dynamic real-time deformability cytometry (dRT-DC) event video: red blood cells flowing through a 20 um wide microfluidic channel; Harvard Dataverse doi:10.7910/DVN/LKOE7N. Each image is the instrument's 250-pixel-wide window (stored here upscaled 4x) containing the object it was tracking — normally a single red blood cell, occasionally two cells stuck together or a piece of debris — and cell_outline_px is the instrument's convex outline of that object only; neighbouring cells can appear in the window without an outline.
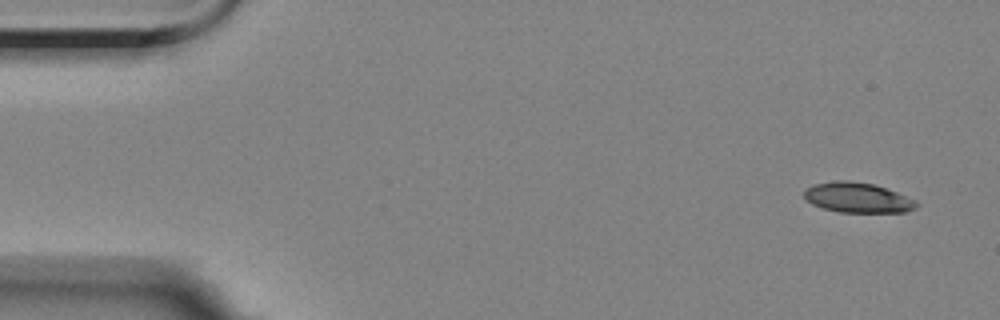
{"species": "Egyptian fruit bat (a non-hibernating species)", "species_latin": "Rousettus aegyptiacus", "temperature_condition": "room temperature", "stored_images_in_passage": 7, "camera_frame_rate_fps": 3000, "um_per_image_px": 0.085, "animal": {"sex": "female"}, "frame": {"image": 1, "passage_image": 1, "time_ms": 0.0, "image_size_px": [1000, 320], "cell_outline_px": [[920, 204], [916, 208], [904, 212], [840, 212], [824, 208], [812, 204], [804, 196], [804, 192], [808, 188], [816, 184], [840, 180], [848, 180], [872, 184], [896, 192], [916, 200]], "centroid_in_image_um": [72.94, 16.81], "position_along_channel_um": 12.1, "area_um2": 19.36}}
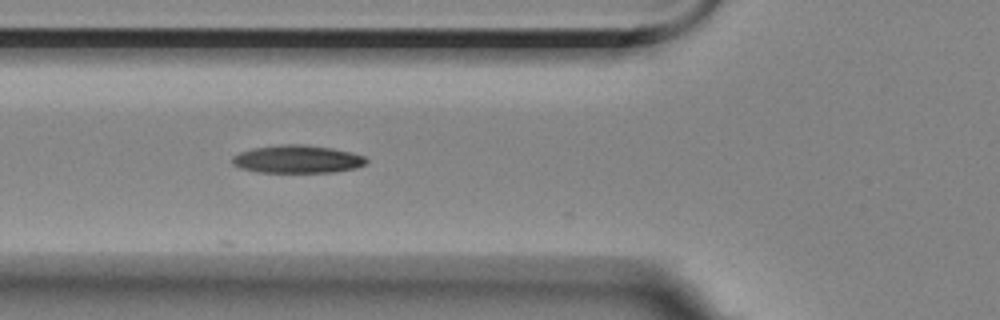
{"frame": {"image": 2, "passage_image": 6, "time_ms": 5.667, "image_size_px": [1000, 320], "cell_outline_px": [[368, 160], [364, 164], [356, 168], [336, 172], [256, 172], [240, 168], [232, 164], [232, 156], [240, 152], [252, 148], [280, 144], [304, 144], [332, 148], [364, 156]], "centroid_in_image_um": [25.24, 13.53], "position_along_channel_um": 100.6, "area_um2": 21.85}}
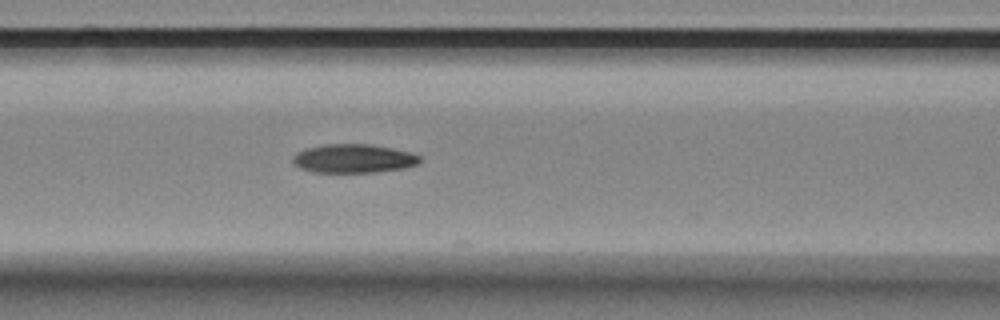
{"frame": {"image": 3, "passage_image": 7, "time_ms": 6.667, "image_size_px": [1000, 320], "cell_outline_px": [[420, 160], [416, 164], [404, 168], [372, 172], [312, 172], [300, 168], [292, 164], [292, 156], [296, 152], [304, 148], [328, 144], [368, 144], [392, 148], [408, 152], [420, 156]], "centroid_in_image_um": [29.97, 13.47], "position_along_channel_um": 136.6, "area_um2": 21.21}}